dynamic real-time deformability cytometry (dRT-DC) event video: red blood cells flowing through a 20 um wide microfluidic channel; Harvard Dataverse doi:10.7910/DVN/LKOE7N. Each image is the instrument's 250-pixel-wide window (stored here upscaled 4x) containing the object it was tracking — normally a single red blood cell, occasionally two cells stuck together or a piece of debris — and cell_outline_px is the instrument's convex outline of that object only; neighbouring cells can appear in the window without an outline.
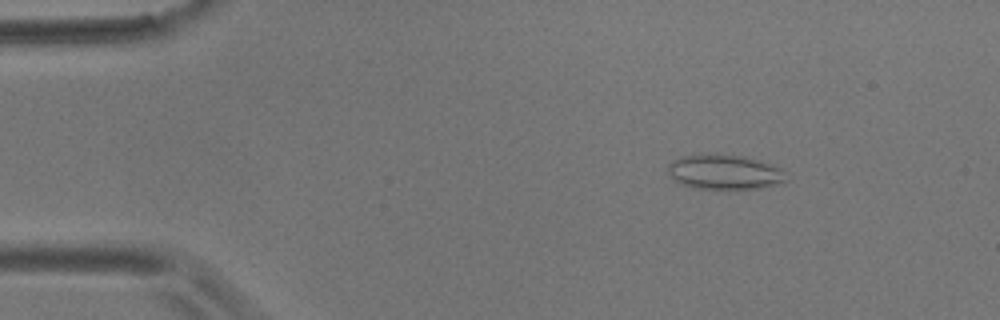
{"species": "common noctule bat (a hibernating species)", "species_latin": "Nyctalus noctula", "temperature_condition": "room temperature", "stored_images_in_passage": 5, "camera_frame_rate_fps": 3000, "um_per_image_px": 0.085, "animal": {"sex": "male", "body_mass_g": 17.9}, "frame": {"image": 1, "passage_image": 3, "time_ms": 2.333, "image_size_px": [1000, 320], "cell_outline_px": [[788, 180], [776, 184], [760, 188], [736, 192], [692, 188], [680, 184], [672, 180], [668, 172], [668, 164], [672, 160], [680, 156], [708, 152], [716, 152], [744, 156], [772, 164], [780, 168]], "centroid_in_image_um": [61.53, 14.64], "position_along_channel_um": 23.5, "area_um2": 25.43}}